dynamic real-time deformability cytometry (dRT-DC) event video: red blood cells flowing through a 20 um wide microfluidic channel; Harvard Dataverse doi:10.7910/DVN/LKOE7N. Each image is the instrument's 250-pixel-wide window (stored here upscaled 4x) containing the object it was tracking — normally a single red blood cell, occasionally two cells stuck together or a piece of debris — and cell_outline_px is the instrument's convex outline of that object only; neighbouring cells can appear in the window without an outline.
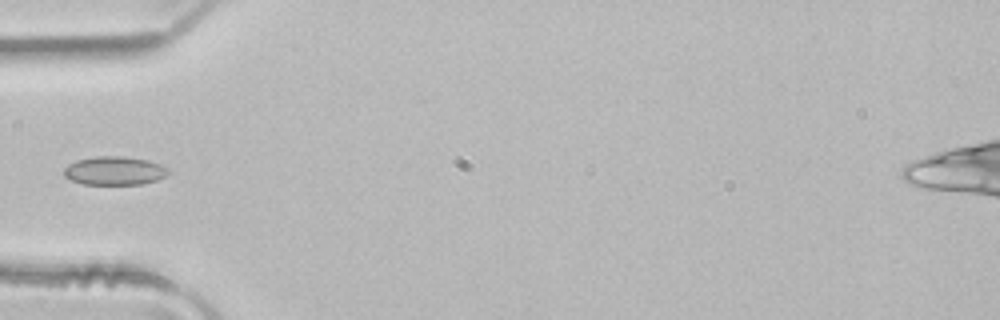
{"species": "common noctule bat (a hibernating species)", "species_latin": "Nyctalus noctula", "temperature_condition": "room temperature", "stored_images_in_passage": 4, "camera_frame_rate_fps": 3000, "um_per_image_px": 0.085, "animal": {"sex": "male", "body_mass_g": 21.5, "forearm_length_mm": 52.0}, "frame": {"image": 1, "passage_image": 4, "time_ms": 1.0, "image_size_px": [1000, 320], "cell_outline_px": [[168, 172], [164, 176], [156, 180], [140, 184], [84, 184], [72, 180], [64, 176], [64, 168], [68, 164], [76, 160], [96, 156], [124, 156], [148, 160], [160, 164], [168, 168]], "centroid_in_image_um": [9.71, 14.5], "position_along_channel_um": 75.3, "area_um2": 17.28}}